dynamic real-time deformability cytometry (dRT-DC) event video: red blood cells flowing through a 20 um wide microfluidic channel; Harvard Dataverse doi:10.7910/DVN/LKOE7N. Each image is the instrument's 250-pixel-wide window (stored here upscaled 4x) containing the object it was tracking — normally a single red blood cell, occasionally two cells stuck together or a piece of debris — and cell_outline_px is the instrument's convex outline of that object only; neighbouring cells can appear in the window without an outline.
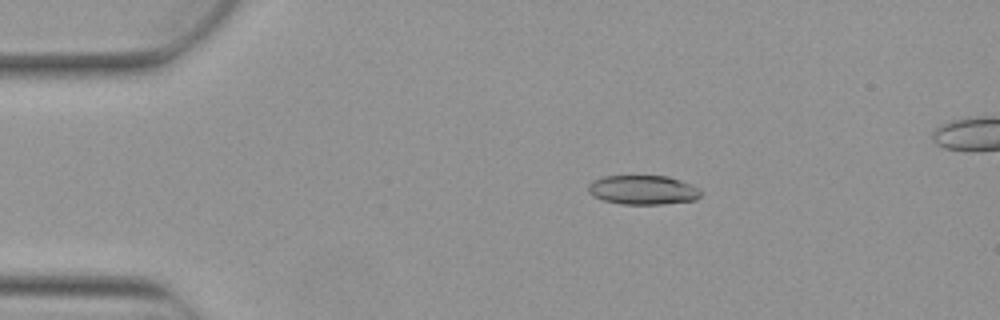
{"species": "Egyptian fruit bat (a non-hibernating species)", "species_latin": "Rousettus aegyptiacus", "temperature_condition": "warm", "stored_images_in_passage": 4, "camera_frame_rate_fps": 3000, "um_per_image_px": 0.085, "animal": {"sex": "female"}, "frame": {"image": 1, "passage_image": 2, "time_ms": 0.333, "image_size_px": [1000, 320], "cell_outline_px": [[704, 192], [696, 200], [664, 204], [620, 204], [604, 200], [592, 196], [588, 192], [588, 184], [592, 180], [604, 176], [668, 176], [692, 184], [700, 188]], "centroid_in_image_um": [54.68, 16.14], "position_along_channel_um": 30.3, "area_um2": 19.48}}